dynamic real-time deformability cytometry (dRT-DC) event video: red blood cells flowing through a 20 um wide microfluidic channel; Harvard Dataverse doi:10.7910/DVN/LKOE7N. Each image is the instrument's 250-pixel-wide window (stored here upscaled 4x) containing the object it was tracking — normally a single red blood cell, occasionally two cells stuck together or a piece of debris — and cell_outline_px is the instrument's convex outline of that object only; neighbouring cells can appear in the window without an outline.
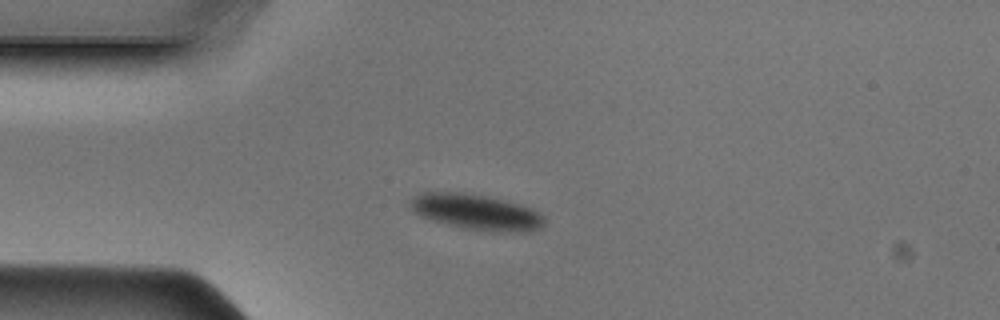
{"species": "Egyptian fruit bat (a non-hibernating species)", "species_latin": "Rousettus aegyptiacus", "temperature_condition": "cold", "stored_images_in_passage": 37, "camera_frame_rate_fps": 3000, "um_per_image_px": 0.085, "animal": {"sex": "male"}, "frame": {"image": 1, "passage_image": 1, "time_ms": 0.0, "image_size_px": [1000, 320], "cell_outline_px": [[544, 224], [540, 228], [528, 232], [492, 232], [464, 228], [432, 220], [420, 216], [408, 204], [416, 196], [424, 192], [460, 192], [484, 196], [504, 200], [520, 204], [532, 208], [544, 216]], "centroid_in_image_um": [40.54, 18.04], "position_along_channel_um": 44.5, "area_um2": 27.69}}
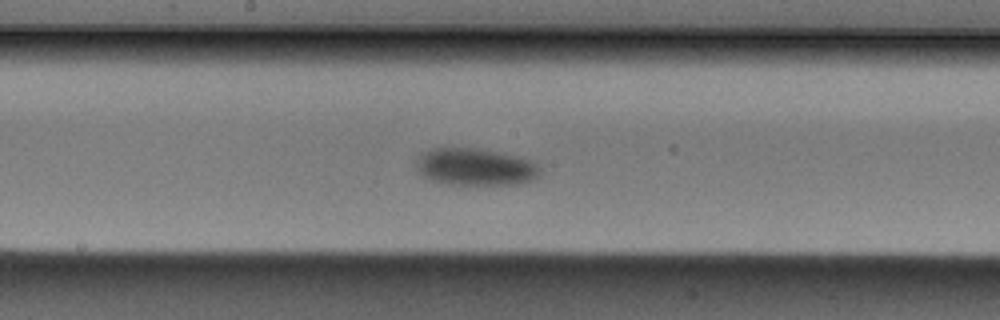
{"frame": {"image": 2, "passage_image": 14, "time_ms": 4.333, "image_size_px": [1000, 320], "cell_outline_px": [[540, 176], [532, 180], [516, 184], [444, 184], [432, 180], [424, 176], [416, 168], [416, 160], [424, 152], [432, 148], [476, 148], [516, 156], [528, 160], [536, 164], [540, 168]], "centroid_in_image_um": [40.39, 14.19], "position_along_channel_um": 207.8, "area_um2": 26.53}}
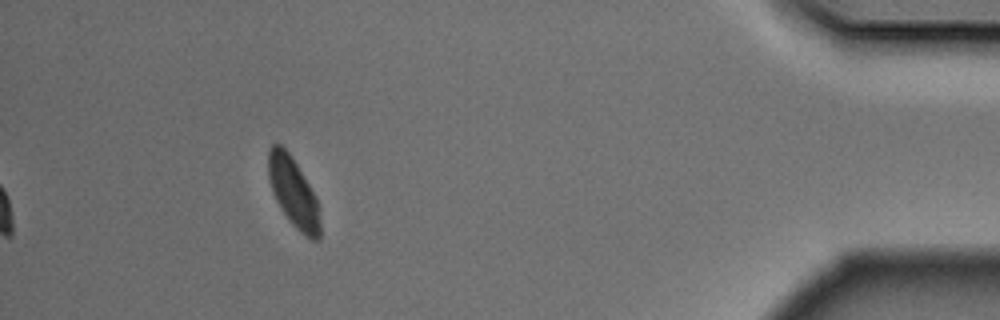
{"frame": {"image": 3, "passage_image": 33, "time_ms": 10.667, "image_size_px": [1000, 320], "cell_outline_px": [[320, 240], [312, 240], [304, 236], [288, 220], [276, 200], [268, 176], [268, 148], [272, 144], [280, 144], [288, 152], [296, 164], [308, 184], [316, 200], [320, 224]], "centroid_in_image_um": [24.92, 16.37], "position_along_channel_um": 410.3, "area_um2": 20.52}}